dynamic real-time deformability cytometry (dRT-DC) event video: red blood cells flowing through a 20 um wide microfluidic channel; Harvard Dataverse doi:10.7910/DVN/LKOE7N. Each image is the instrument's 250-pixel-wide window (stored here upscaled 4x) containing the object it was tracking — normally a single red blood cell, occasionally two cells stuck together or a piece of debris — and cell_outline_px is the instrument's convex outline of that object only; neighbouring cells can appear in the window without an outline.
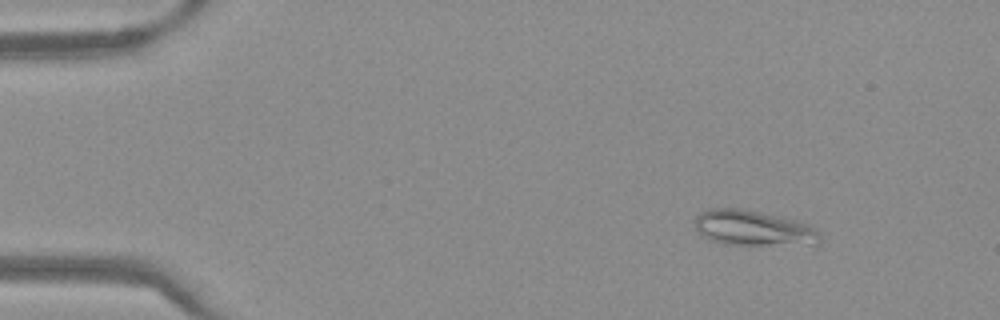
{"species": "Egyptian fruit bat (a non-hibernating species)", "species_latin": "Rousettus aegyptiacus", "temperature_condition": "warm", "stored_images_in_passage": 51, "camera_frame_rate_fps": 3000, "um_per_image_px": 0.085, "frame": {"image": 1, "passage_image": 7, "time_ms": 2.0, "image_size_px": [1000, 320], "cell_outline_px": [[820, 244], [724, 244], [700, 236], [692, 220], [700, 212], [708, 208], [740, 208], [760, 212], [796, 220], [808, 224], [820, 236]], "centroid_in_image_um": [63.94, 19.37], "position_along_channel_um": 21.1, "area_um2": 25.61}}
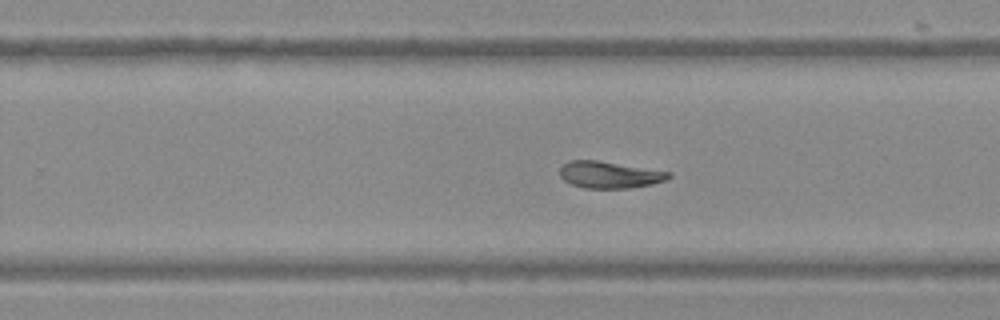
{"frame": {"image": 2, "passage_image": 33, "time_ms": 10.667, "image_size_px": [1000, 320], "cell_outline_px": [[672, 176], [668, 180], [652, 184], [628, 188], [584, 188], [572, 184], [564, 180], [560, 176], [560, 168], [568, 160], [596, 160], [672, 172]], "centroid_in_image_um": [51.83, 14.85], "position_along_channel_um": 278.0, "area_um2": 16.99}}
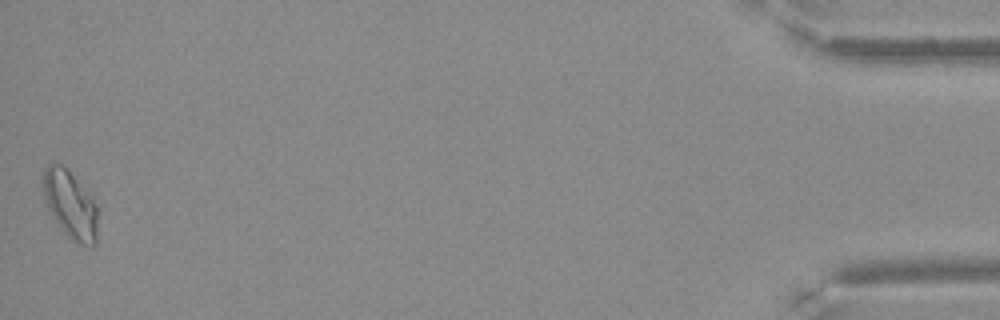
{"frame": {"image": 3, "passage_image": 51, "time_ms": 16.667, "image_size_px": [1000, 320], "cell_outline_px": [[100, 212], [96, 244], [92, 248], [80, 244], [72, 240], [64, 232], [48, 208], [44, 200], [40, 180], [44, 168], [48, 164], [60, 164], [92, 196]], "centroid_in_image_um": [6.0, 17.43], "position_along_channel_um": 429.2, "area_um2": 22.02}}